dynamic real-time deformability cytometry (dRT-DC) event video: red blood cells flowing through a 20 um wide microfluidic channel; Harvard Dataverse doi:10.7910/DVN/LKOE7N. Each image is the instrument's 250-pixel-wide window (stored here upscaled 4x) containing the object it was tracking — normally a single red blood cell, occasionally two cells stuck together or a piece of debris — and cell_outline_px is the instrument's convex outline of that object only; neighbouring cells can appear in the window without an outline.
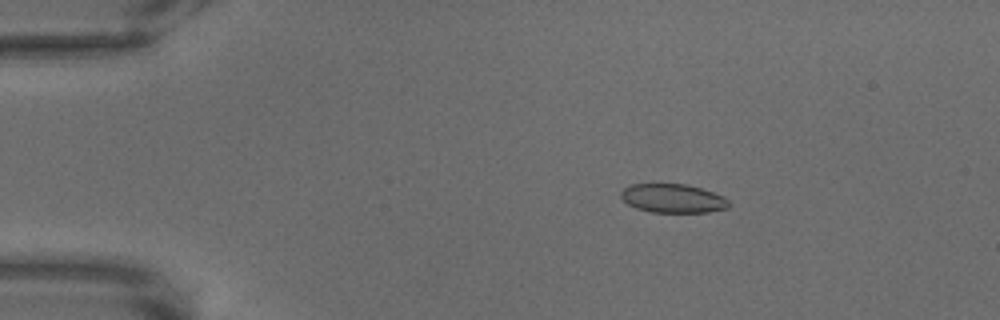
{"species": "common noctule bat (a hibernating species)", "species_latin": "Nyctalus noctula", "temperature_condition": "warm", "stored_images_in_passage": 69, "camera_frame_rate_fps": 3000, "um_per_image_px": 0.085, "animal": {"sex": "male", "body_mass_g": 18.8}, "frame": {"image": 1, "passage_image": 13, "time_ms": 4.0, "image_size_px": [1000, 320], "cell_outline_px": [[728, 208], [708, 212], [652, 212], [636, 208], [628, 204], [620, 196], [620, 192], [628, 184], [688, 184], [724, 196], [728, 200]], "centroid_in_image_um": [57.17, 16.85], "position_along_channel_um": 27.8, "area_um2": 18.09}}
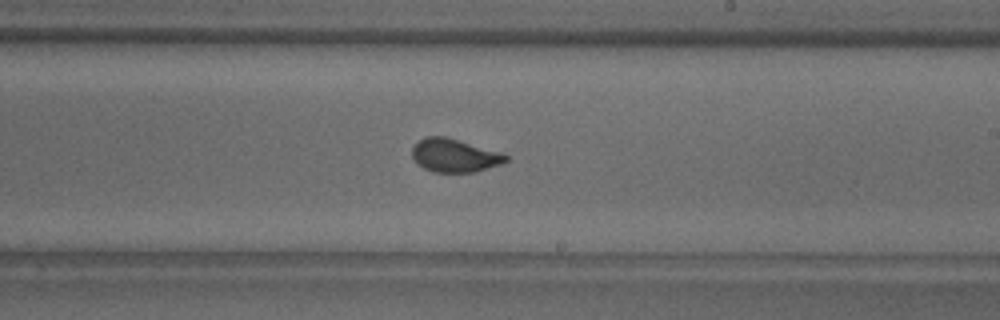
{"frame": {"image": 2, "passage_image": 42, "time_ms": 13.667, "image_size_px": [1000, 320], "cell_outline_px": [[508, 160], [500, 164], [476, 172], [432, 172], [424, 168], [412, 156], [412, 148], [420, 140], [428, 136], [444, 136], [500, 152], [508, 156]], "centroid_in_image_um": [38.64, 13.22], "position_along_channel_um": 250.4, "area_um2": 17.86}}
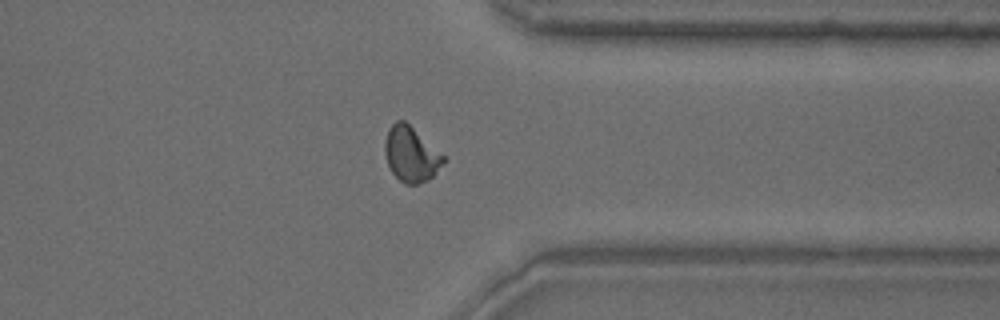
{"frame": {"image": 3, "passage_image": 55, "time_ms": 18.0, "image_size_px": [1000, 320], "cell_outline_px": [[448, 160], [428, 180], [420, 184], [404, 184], [392, 172], [388, 164], [384, 152], [384, 144], [388, 128], [396, 120], [404, 120], [444, 156]], "centroid_in_image_um": [34.93, 13.12], "position_along_channel_um": 376.5, "area_um2": 18.73}}